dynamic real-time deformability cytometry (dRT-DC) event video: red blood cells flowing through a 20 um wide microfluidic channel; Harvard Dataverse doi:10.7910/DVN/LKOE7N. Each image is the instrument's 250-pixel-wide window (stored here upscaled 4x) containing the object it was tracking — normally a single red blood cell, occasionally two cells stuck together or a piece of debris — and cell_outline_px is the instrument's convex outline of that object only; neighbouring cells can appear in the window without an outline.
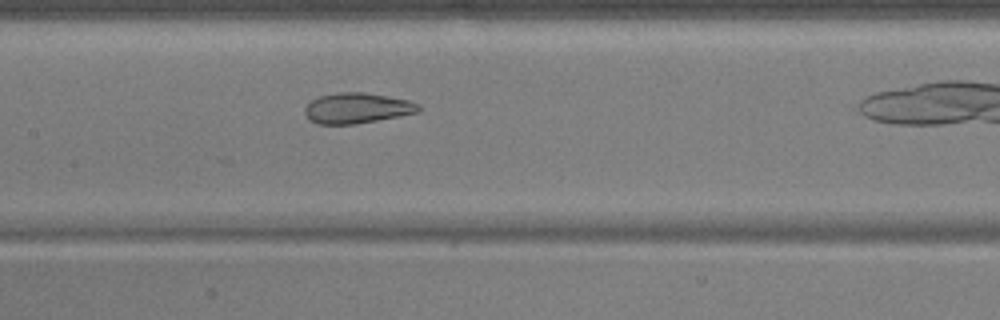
{"species": "common noctule bat (a hibernating species)", "species_latin": "Nyctalus noctula", "temperature_condition": "warm", "stored_images_in_passage": 32, "camera_frame_rate_fps": 3000, "um_per_image_px": 0.085, "animal": {"sex": "male", "body_mass_g": 17.9, "forearm_length_mm": 54.2}, "frame": {"image": 1, "passage_image": 14, "time_ms": 4.333, "image_size_px": [1000, 320], "cell_outline_px": [[420, 112], [400, 116], [356, 124], [316, 124], [308, 120], [304, 112], [304, 108], [312, 100], [320, 96], [340, 92], [364, 92], [388, 96], [408, 100], [420, 104]], "centroid_in_image_um": [30.35, 9.2], "position_along_channel_um": 177.1, "area_um2": 20.35}}
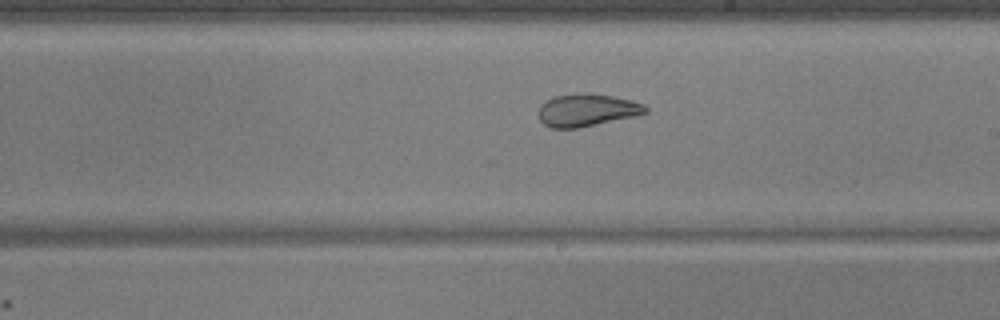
{"frame": {"image": 2, "passage_image": 19, "time_ms": 6.0, "image_size_px": [1000, 320], "cell_outline_px": [[648, 112], [636, 116], [580, 128], [552, 128], [544, 124], [540, 120], [540, 104], [552, 96], [576, 92], [584, 92], [612, 96], [632, 100], [644, 104], [648, 108]], "centroid_in_image_um": [49.9, 9.34], "position_along_channel_um": 239.1, "area_um2": 20.58}}